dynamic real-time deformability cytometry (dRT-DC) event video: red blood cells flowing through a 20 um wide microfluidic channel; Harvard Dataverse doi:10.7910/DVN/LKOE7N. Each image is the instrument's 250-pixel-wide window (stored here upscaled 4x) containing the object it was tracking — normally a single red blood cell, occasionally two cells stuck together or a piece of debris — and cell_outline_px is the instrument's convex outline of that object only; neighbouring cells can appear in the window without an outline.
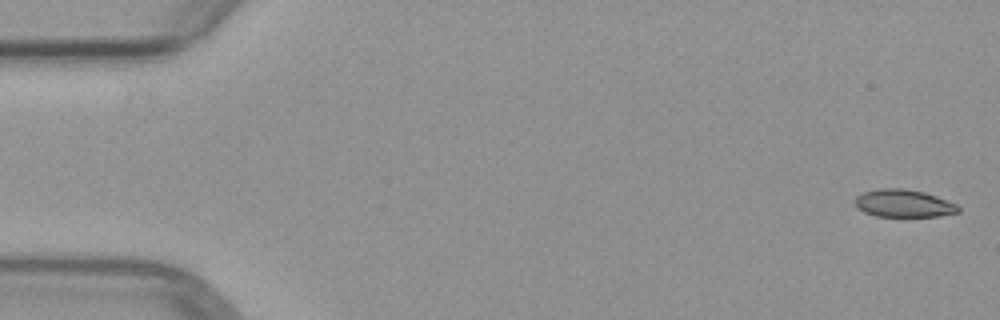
{"species": "common noctule bat (a hibernating species)", "species_latin": "Nyctalus noctula", "temperature_condition": "warm", "stored_images_in_passage": 4, "camera_frame_rate_fps": 3000, "um_per_image_px": 0.085, "animal": {"sex": "female", "body_mass_g": 29.2, "forearm_length_mm": 56.3}, "frame": {"image": 1, "passage_image": 1, "time_ms": 0.0, "image_size_px": [1000, 320], "cell_outline_px": [[960, 212], [940, 216], [876, 216], [864, 212], [856, 208], [856, 196], [864, 192], [880, 188], [904, 188], [924, 192], [936, 196], [956, 204], [960, 208]], "centroid_in_image_um": [76.81, 17.29], "position_along_channel_um": 8.2, "area_um2": 16.59}}
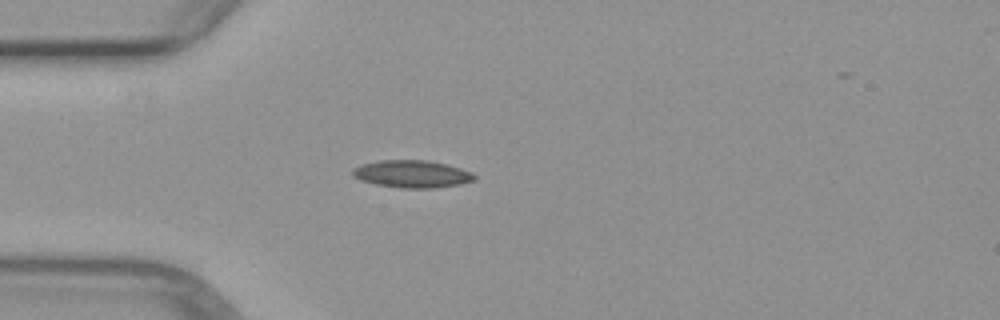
{"frame": {"image": 2, "passage_image": 4, "time_ms": 4.333, "image_size_px": [1000, 320], "cell_outline_px": [[476, 180], [460, 184], [432, 188], [400, 188], [376, 184], [360, 180], [352, 176], [352, 168], [360, 164], [380, 160], [428, 160], [460, 168], [472, 172], [476, 176]], "centroid_in_image_um": [35.0, 14.78], "position_along_channel_um": 50.0, "area_um2": 19.54}}